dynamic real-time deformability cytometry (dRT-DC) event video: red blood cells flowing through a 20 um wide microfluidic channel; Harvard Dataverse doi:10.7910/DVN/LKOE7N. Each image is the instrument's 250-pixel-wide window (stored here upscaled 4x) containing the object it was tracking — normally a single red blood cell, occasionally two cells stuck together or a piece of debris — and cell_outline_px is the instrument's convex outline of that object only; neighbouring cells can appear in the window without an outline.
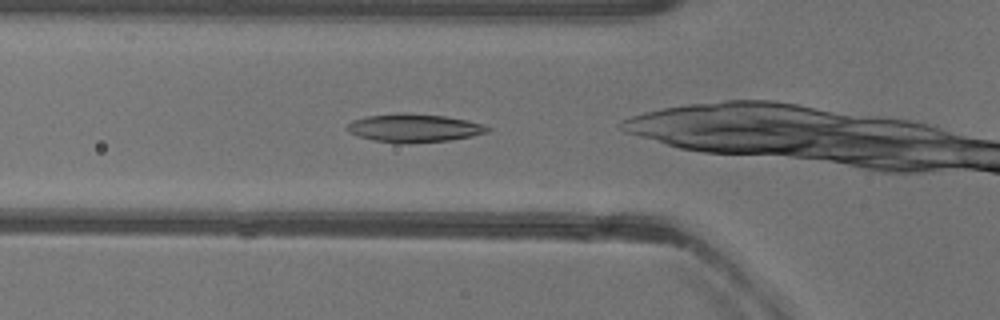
{"species": "common noctule bat (a hibernating species)", "species_latin": "Nyctalus noctula", "temperature_condition": "warm", "stored_images_in_passage": 20, "camera_frame_rate_fps": 3000, "um_per_image_px": 0.085, "animal": {"sex": "female"}, "frame": {"image": 1, "passage_image": 11, "time_ms": 3.333, "image_size_px": [1000, 320], "cell_outline_px": [[492, 128], [488, 132], [472, 136], [448, 140], [408, 144], [396, 144], [372, 140], [348, 132], [344, 128], [352, 120], [368, 116], [396, 112], [408, 112], [444, 116], [468, 120], [484, 124]], "centroid_in_image_um": [35.18, 10.88], "position_along_channel_um": 90.6, "area_um2": 23.58}}
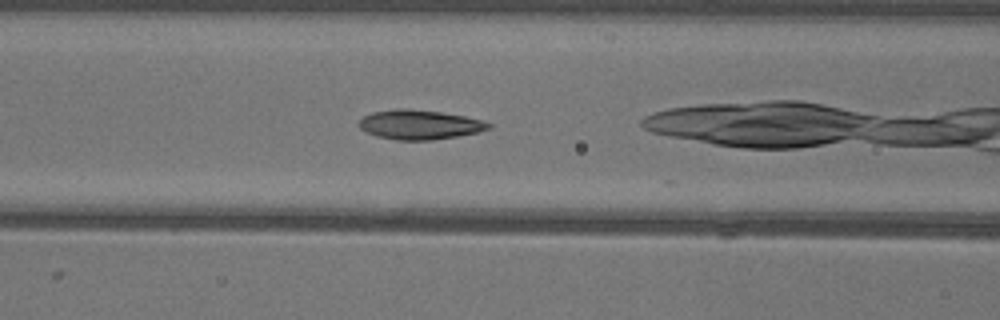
{"frame": {"image": 2, "passage_image": 14, "time_ms": 4.333, "image_size_px": [1000, 320], "cell_outline_px": [[492, 128], [476, 132], [456, 136], [432, 140], [396, 140], [376, 136], [360, 128], [356, 124], [364, 116], [372, 112], [396, 108], [408, 108], [444, 112], [464, 116], [480, 120], [492, 124]], "centroid_in_image_um": [35.63, 10.58], "position_along_channel_um": 131.0, "area_um2": 22.31}}
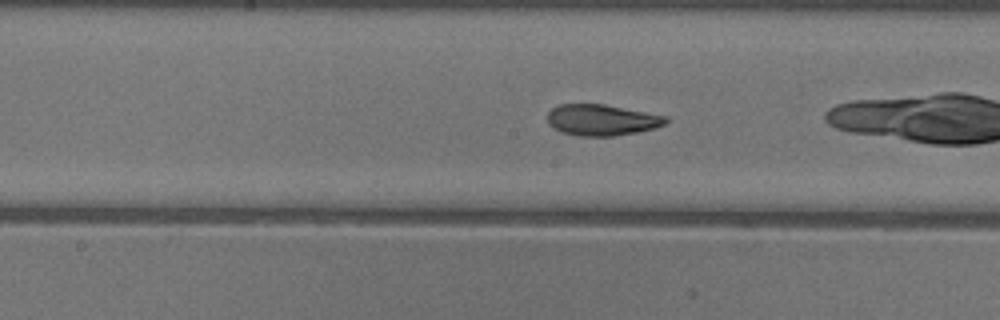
{"frame": {"image": 3, "passage_image": 19, "time_ms": 6.0, "image_size_px": [1000, 320], "cell_outline_px": [[668, 120], [664, 124], [656, 128], [636, 132], [612, 136], [580, 136], [560, 132], [552, 128], [548, 124], [548, 112], [552, 108], [560, 104], [604, 104], [668, 116]], "centroid_in_image_um": [51.13, 10.2], "position_along_channel_um": 197.1, "area_um2": 21.56}}